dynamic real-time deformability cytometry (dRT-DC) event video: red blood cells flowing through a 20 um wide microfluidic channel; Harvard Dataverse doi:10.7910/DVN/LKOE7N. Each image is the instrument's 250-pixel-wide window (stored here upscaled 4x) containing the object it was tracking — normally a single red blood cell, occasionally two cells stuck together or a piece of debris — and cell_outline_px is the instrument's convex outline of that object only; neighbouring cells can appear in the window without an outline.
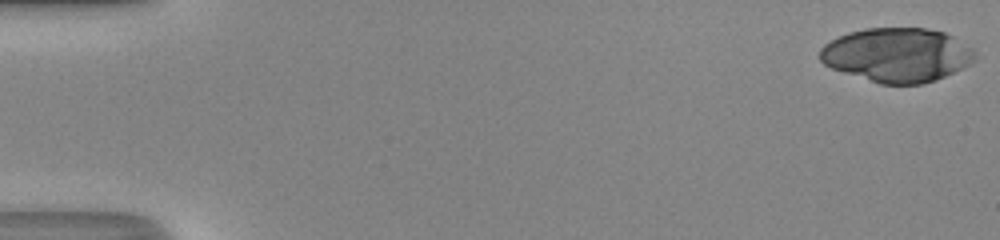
{"species": "human", "species_latin": "Homo sapiens", "temperature_condition": "room temperature", "stored_images_in_passage": 48, "camera_frame_rate_fps": 3000, "um_per_image_px": 0.085, "donor": {"sex": "male"}, "frame": {"image": 1, "passage_image": 1, "time_ms": 0.0, "image_size_px": [1000, 240], "cell_outline_px": [[976, 60], [972, 64], [964, 68], [936, 80], [924, 84], [880, 84], [832, 68], [824, 64], [820, 60], [820, 48], [824, 44], [848, 32], [864, 28], [924, 28], [944, 32], [952, 36], [972, 48], [976, 52]], "centroid_in_image_um": [76.28, 4.67], "position_along_channel_um": 8.7, "area_um2": 49.01}}
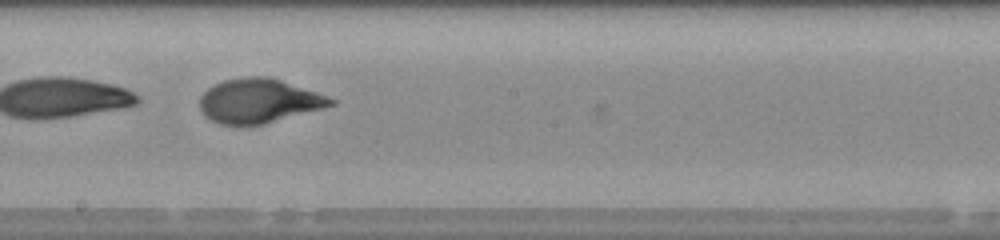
{"frame": {"image": 2, "passage_image": 29, "time_ms": 9.333, "image_size_px": [1000, 240], "cell_outline_px": [[336, 104], [324, 108], [264, 124], [220, 124], [204, 116], [200, 108], [200, 96], [208, 88], [224, 80], [244, 76], [268, 76], [316, 92], [336, 100]], "centroid_in_image_um": [21.99, 8.57], "position_along_channel_um": 226.2, "area_um2": 33.52}, "authors_computed_cell_mechanics": {"area_um2": 35.8071, "velocity_mm_per_s": 4.3369, "shape_relaxation_time_tau1_ms": 1.3669, "shape_relaxation_time_tau2_ms": 0.9481, "deformation_change_tau1": 0.3302, "deformation_change_tau2": 0.0669}}